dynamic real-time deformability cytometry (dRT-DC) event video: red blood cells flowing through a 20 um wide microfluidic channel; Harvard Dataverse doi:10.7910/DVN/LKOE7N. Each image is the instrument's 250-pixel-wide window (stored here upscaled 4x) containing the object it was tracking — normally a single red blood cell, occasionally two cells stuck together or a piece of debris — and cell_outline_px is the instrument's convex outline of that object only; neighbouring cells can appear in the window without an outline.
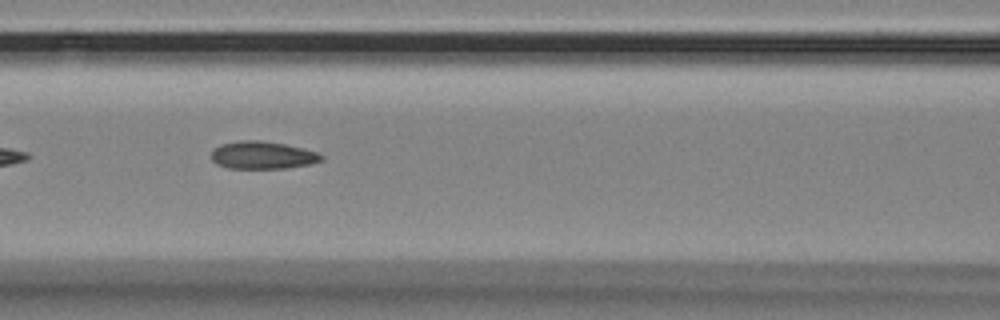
{"species": "Egyptian fruit bat (a non-hibernating species)", "species_latin": "Rousettus aegyptiacus", "temperature_condition": "room temperature", "stored_images_in_passage": 14, "camera_frame_rate_fps": 3000, "um_per_image_px": 0.085, "animal": {"sex": "female"}, "frame": {"image": 1, "passage_image": 7, "time_ms": 2.0, "image_size_px": [1000, 320], "cell_outline_px": [[324, 160], [308, 164], [284, 168], [228, 168], [216, 164], [212, 160], [212, 152], [220, 144], [240, 140], [260, 140], [284, 144], [316, 152], [324, 156]], "centroid_in_image_um": [22.29, 13.19], "position_along_channel_um": 144.3, "area_um2": 17.51}}